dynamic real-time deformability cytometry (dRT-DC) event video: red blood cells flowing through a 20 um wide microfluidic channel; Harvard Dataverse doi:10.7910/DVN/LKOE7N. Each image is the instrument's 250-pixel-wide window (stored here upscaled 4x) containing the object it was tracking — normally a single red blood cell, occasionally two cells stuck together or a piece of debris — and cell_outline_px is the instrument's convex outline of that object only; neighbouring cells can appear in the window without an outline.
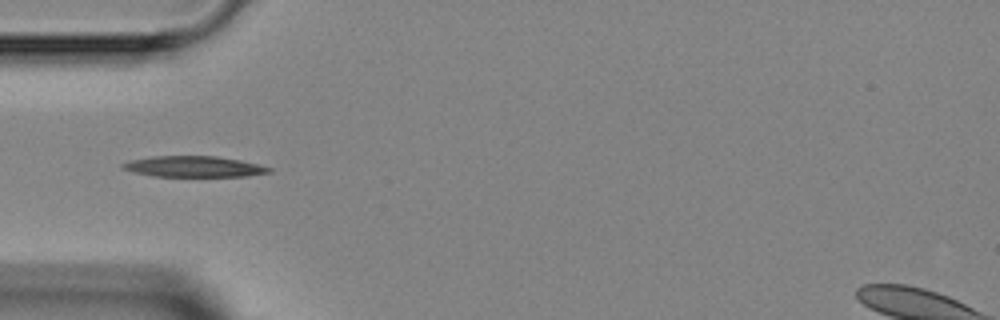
{"species": "Egyptian fruit bat (a non-hibernating species)", "species_latin": "Rousettus aegyptiacus", "temperature_condition": "room temperature", "stored_images_in_passage": 4, "segment_of_instrument_passage": [2, 2], "camera_frame_rate_fps": 3000, "um_per_image_px": 0.085, "animal": {"sex": "female"}, "frame": {"image": 1, "passage_image": 4, "time_ms": 3.667, "image_size_px": [1000, 320], "cell_outline_px": [[272, 172], [248, 176], [152, 176], [120, 168], [120, 164], [132, 160], [152, 156], [216, 156], [240, 160], [272, 168]], "centroid_in_image_um": [16.48, 14.16], "position_along_channel_um": 68.5, "area_um2": 17.69}}